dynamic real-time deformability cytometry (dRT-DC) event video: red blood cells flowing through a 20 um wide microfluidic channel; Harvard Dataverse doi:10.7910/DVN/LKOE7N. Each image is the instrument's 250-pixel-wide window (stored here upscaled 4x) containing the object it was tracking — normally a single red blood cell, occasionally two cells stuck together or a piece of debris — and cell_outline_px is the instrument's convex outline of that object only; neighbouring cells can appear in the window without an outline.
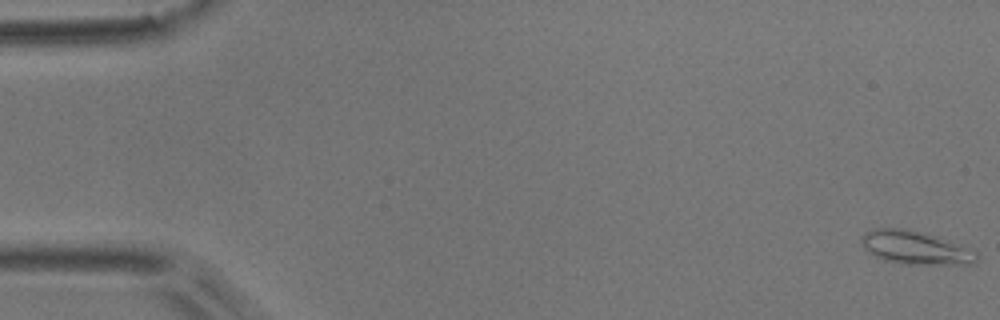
{"species": "common noctule bat (a hibernating species)", "species_latin": "Nyctalus noctula", "temperature_condition": "room temperature", "stored_images_in_passage": 7, "camera_frame_rate_fps": 3000, "um_per_image_px": 0.085, "animal": {"sex": "male", "body_mass_g": 17.9}, "frame": {"image": 1, "passage_image": 1, "time_ms": 0.0, "image_size_px": [1000, 320], "cell_outline_px": [[980, 256], [972, 264], [904, 264], [884, 260], [868, 252], [864, 248], [860, 240], [860, 236], [864, 232], [872, 228], [908, 228], [924, 232], [976, 252]], "centroid_in_image_um": [77.72, 21.04], "position_along_channel_um": 7.3, "area_um2": 22.25}}
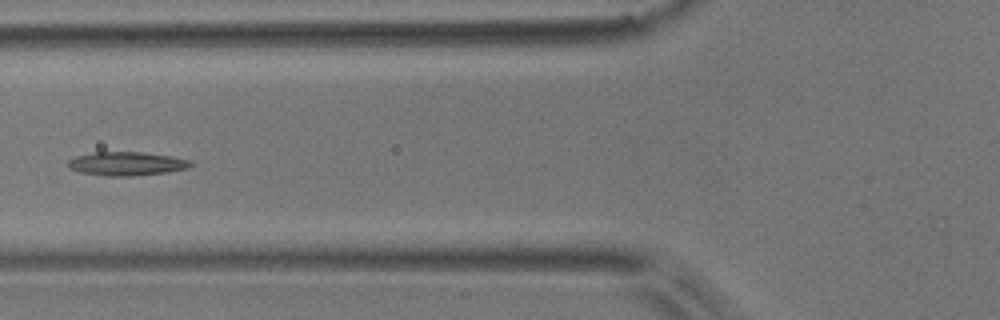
{"frame": {"image": 2, "passage_image": 6, "time_ms": 1.667, "image_size_px": [1000, 320], "cell_outline_px": [[192, 164], [188, 168], [168, 172], [132, 176], [104, 176], [80, 172], [68, 168], [64, 164], [68, 160], [76, 156], [96, 152], [144, 152], [172, 156], [188, 160]], "centroid_in_image_um": [10.71, 13.92], "position_along_channel_um": 115.1, "area_um2": 17.05}}
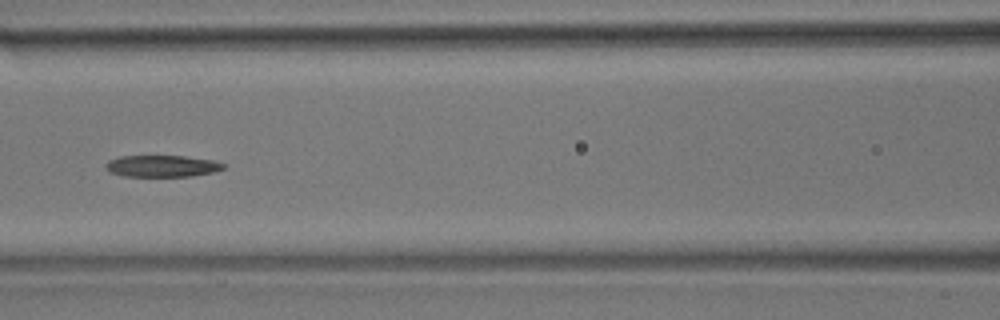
{"frame": {"image": 3, "passage_image": 7, "time_ms": 2.0, "image_size_px": [1000, 320], "cell_outline_px": [[224, 168], [212, 172], [192, 176], [124, 176], [108, 172], [104, 168], [104, 164], [108, 160], [120, 156], [184, 156], [212, 160], [224, 164]], "centroid_in_image_um": [13.69, 14.11], "position_along_channel_um": 152.9, "area_um2": 14.85}}